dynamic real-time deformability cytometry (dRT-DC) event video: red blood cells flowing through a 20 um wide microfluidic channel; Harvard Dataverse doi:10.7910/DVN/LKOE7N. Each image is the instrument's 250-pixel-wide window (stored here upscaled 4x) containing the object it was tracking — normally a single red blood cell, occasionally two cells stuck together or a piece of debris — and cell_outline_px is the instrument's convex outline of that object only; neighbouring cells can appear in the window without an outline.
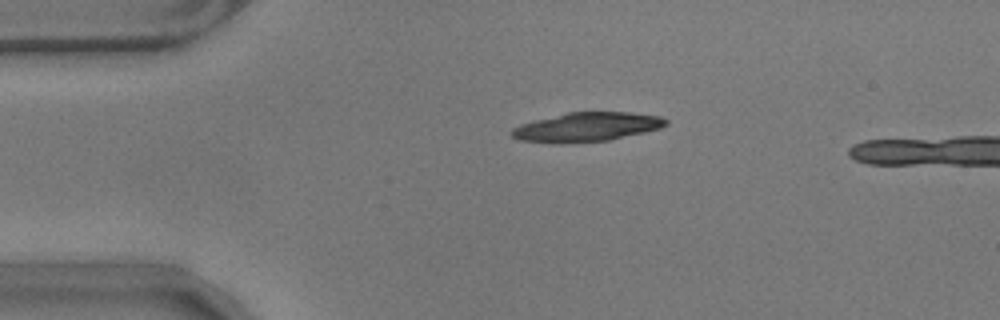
{"species": "common noctule bat (a hibernating species)", "species_latin": "Nyctalus noctula", "temperature_condition": "warm", "stored_images_in_passage": 42, "camera_frame_rate_fps": 3000, "um_per_image_px": 0.085, "animal": {"sex": "male", "body_mass_g": 17.9}, "frame": {"image": 1, "passage_image": 1, "time_ms": 0.0, "image_size_px": [1000, 320], "cell_outline_px": [[668, 124], [660, 128], [644, 132], [608, 140], [556, 144], [520, 140], [512, 136], [508, 132], [512, 128], [520, 124], [568, 112], [628, 112], [660, 116], [668, 120]], "centroid_in_image_um": [49.84, 10.8], "position_along_channel_um": 35.2, "area_um2": 26.13}}
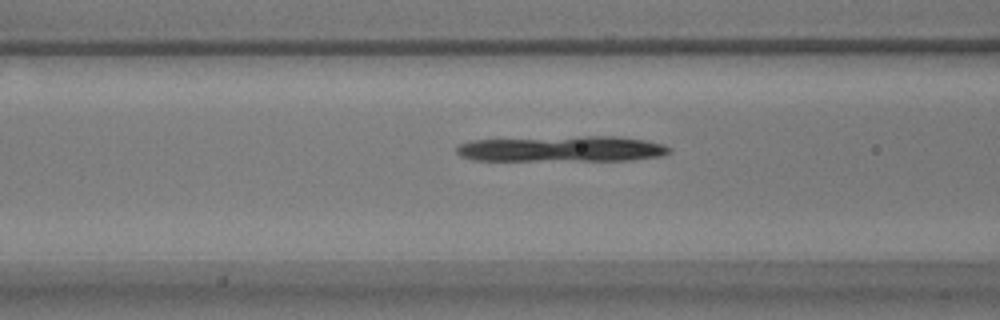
{"frame": {"image": 2, "passage_image": 11, "time_ms": 3.333, "image_size_px": [1000, 320], "cell_outline_px": [[672, 152], [660, 156], [628, 160], [476, 160], [460, 156], [456, 152], [456, 148], [460, 144], [468, 140], [576, 136], [616, 136], [644, 140], [664, 144], [672, 148]], "centroid_in_image_um": [47.78, 12.64], "position_along_channel_um": 118.8, "area_um2": 32.02}}
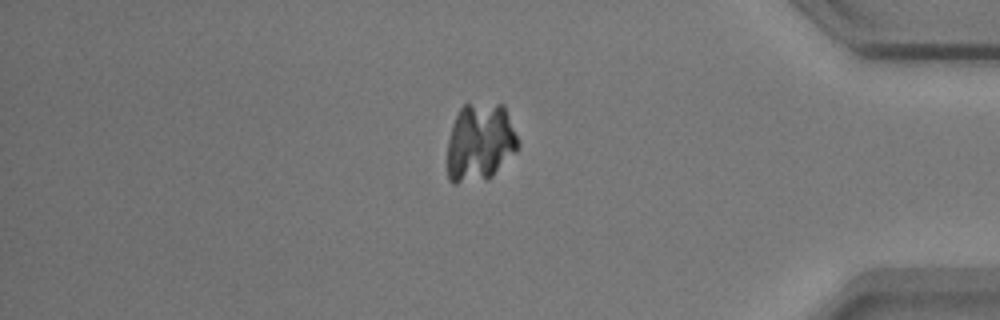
{"frame": {"image": 3, "passage_image": 37, "time_ms": 12.0, "image_size_px": [1000, 320], "cell_outline_px": [[520, 144], [516, 152], [488, 180], [456, 184], [452, 184], [448, 180], [448, 140], [452, 124], [460, 108], [464, 104], [504, 104], [520, 140]], "centroid_in_image_um": [40.82, 12.12], "position_along_channel_um": 394.4, "area_um2": 32.77}}